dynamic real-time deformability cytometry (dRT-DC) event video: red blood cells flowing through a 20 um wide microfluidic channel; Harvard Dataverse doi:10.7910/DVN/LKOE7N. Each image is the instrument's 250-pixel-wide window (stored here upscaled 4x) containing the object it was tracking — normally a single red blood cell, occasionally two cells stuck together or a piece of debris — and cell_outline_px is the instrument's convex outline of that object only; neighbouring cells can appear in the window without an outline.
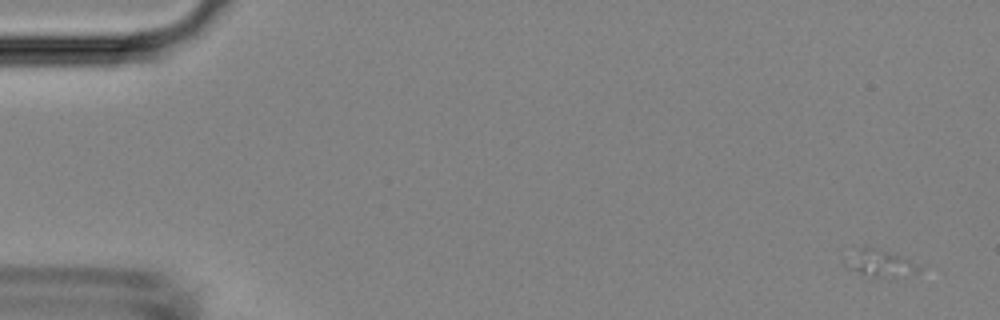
{"species": "Egyptian fruit bat (a non-hibernating species)", "species_latin": "Rousettus aegyptiacus", "temperature_condition": "room temperature", "stored_images_in_passage": 2, "camera_frame_rate_fps": 3000, "um_per_image_px": 0.085, "animal": {"sex": "female"}, "frame": {"image": 1, "passage_image": 1, "time_ms": 0.0, "image_size_px": [1000, 320], "cell_outline_px": [[920, 268], [916, 272], [880, 276], [876, 276], [860, 272], [848, 268], [844, 264], [844, 260], [860, 248], [876, 248], [908, 260], [916, 264]], "centroid_in_image_um": [74.72, 22.35], "position_along_channel_um": 10.3, "area_um2": 10.23}}